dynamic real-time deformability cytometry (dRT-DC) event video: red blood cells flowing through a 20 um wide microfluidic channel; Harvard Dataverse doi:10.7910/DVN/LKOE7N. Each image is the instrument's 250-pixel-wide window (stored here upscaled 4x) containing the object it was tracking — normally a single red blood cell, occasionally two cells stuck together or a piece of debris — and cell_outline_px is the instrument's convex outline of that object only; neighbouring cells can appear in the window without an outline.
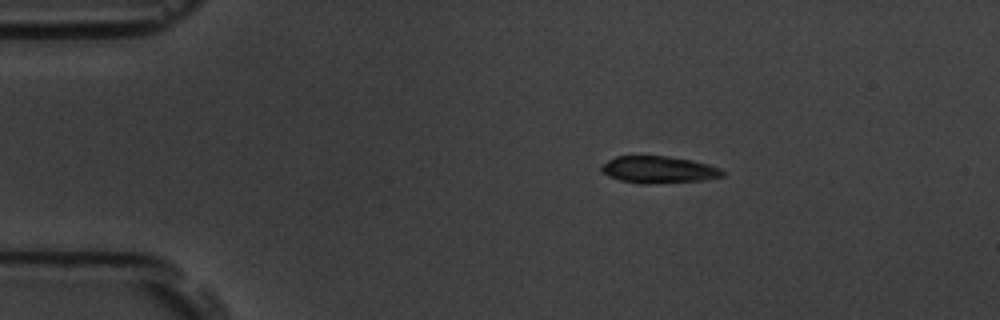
{"species": "common noctule bat (a hibernating species)", "species_latin": "Nyctalus noctula", "temperature_condition": "room temperature", "stored_images_in_passage": 3, "camera_frame_rate_fps": 3000, "um_per_image_px": 0.085, "animal": {"sex": "male", "body_mass_g": 19.5, "forearm_length_mm": 54.6}, "frame": {"image": 1, "passage_image": 1, "time_ms": 0.0, "image_size_px": [1000, 320], "cell_outline_px": [[724, 176], [704, 180], [644, 184], [640, 184], [620, 180], [608, 176], [600, 172], [600, 168], [608, 160], [616, 156], [668, 156], [692, 160], [708, 164], [720, 168], [724, 172]], "centroid_in_image_um": [55.97, 14.42], "position_along_channel_um": 29.0, "area_um2": 19.07}}